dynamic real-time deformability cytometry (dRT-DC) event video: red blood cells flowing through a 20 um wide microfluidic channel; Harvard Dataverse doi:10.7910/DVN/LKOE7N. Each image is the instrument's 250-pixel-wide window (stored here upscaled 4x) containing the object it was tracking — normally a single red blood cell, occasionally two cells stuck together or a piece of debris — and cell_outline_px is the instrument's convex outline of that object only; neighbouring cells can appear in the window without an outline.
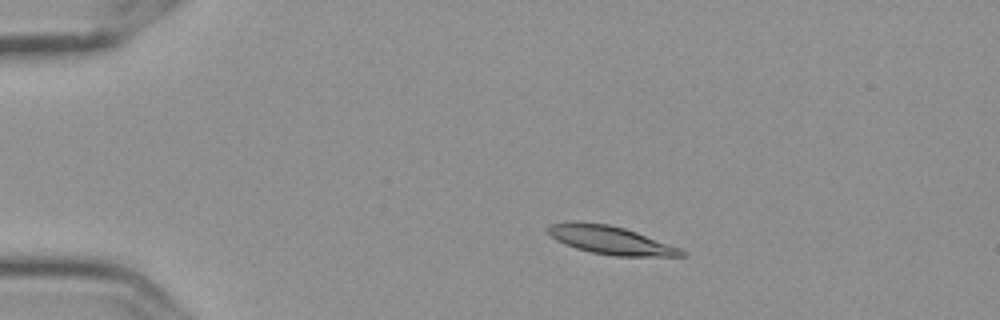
{"species": "Egyptian fruit bat (a non-hibernating species)", "species_latin": "Rousettus aegyptiacus", "temperature_condition": "cold", "stored_images_in_passage": 9, "camera_frame_rate_fps": 3000, "um_per_image_px": 0.085, "frame": {"image": 1, "passage_image": 3, "time_ms": 0.667, "image_size_px": [1000, 320], "cell_outline_px": [[688, 256], [616, 256], [592, 252], [576, 248], [564, 244], [556, 240], [544, 228], [548, 224], [576, 220], [608, 224], [624, 228], [636, 232], [680, 248]], "centroid_in_image_um": [51.82, 20.39], "position_along_channel_um": 33.2, "area_um2": 22.02}}
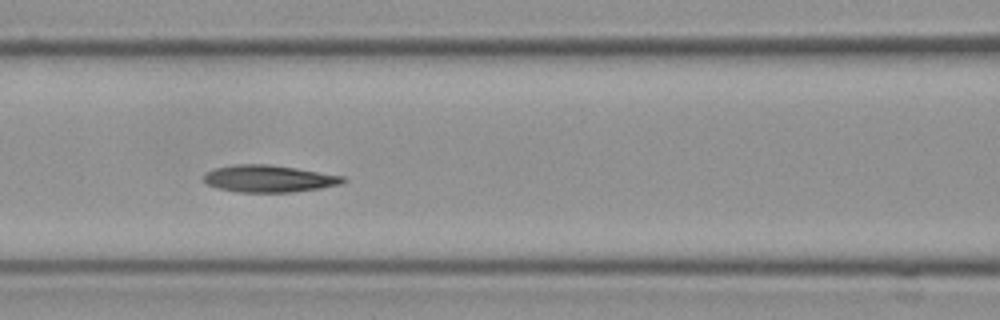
{"frame": {"image": 2, "passage_image": 7, "time_ms": 2.0, "image_size_px": [1000, 320], "cell_outline_px": [[348, 180], [340, 184], [320, 188], [292, 192], [236, 192], [216, 188], [208, 184], [204, 180], [204, 172], [216, 168], [236, 164], [268, 164], [296, 168], [344, 176]], "centroid_in_image_um": [22.84, 15.19], "position_along_channel_um": 143.8, "area_um2": 21.96}}
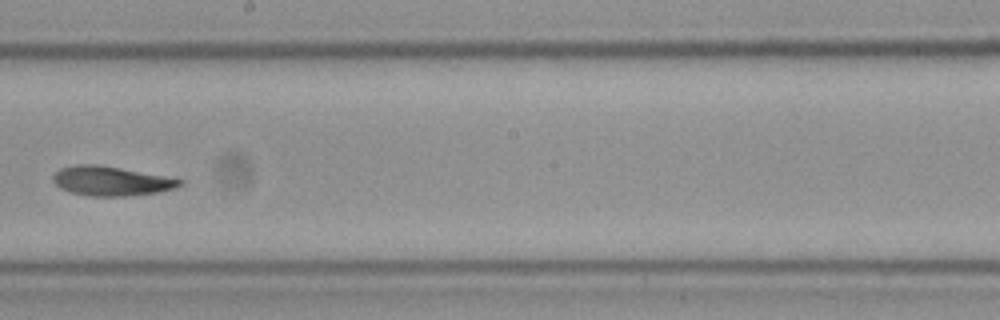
{"frame": {"image": 3, "passage_image": 9, "time_ms": 2.667, "image_size_px": [1000, 320], "cell_outline_px": [[184, 184], [176, 188], [160, 192], [128, 196], [88, 196], [68, 192], [60, 188], [52, 180], [52, 176], [60, 168], [76, 164], [96, 164], [120, 168], [164, 176], [184, 180]], "centroid_in_image_um": [9.44, 15.39], "position_along_channel_um": 238.8, "area_um2": 21.85}}